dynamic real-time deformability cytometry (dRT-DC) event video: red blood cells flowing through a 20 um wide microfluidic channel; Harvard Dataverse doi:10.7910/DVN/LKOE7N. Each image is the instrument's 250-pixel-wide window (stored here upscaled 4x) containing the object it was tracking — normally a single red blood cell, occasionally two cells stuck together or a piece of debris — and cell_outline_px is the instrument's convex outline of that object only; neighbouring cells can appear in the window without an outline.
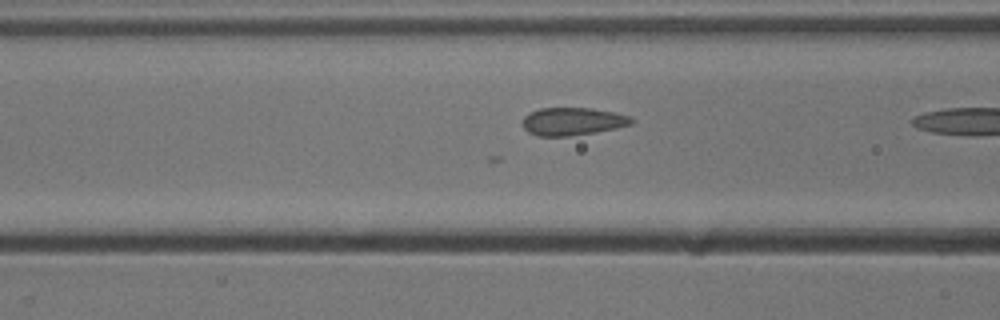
{"species": "common noctule bat (a hibernating species)", "species_latin": "Nyctalus noctula", "temperature_condition": "cold", "stored_images_in_passage": 11, "camera_frame_rate_fps": 3000, "um_per_image_px": 0.085, "animal": {"sex": "male", "body_mass_g": 13.3}, "frame": {"image": 1, "passage_image": 9, "time_ms": 2.667, "image_size_px": [1000, 320], "cell_outline_px": [[636, 120], [632, 124], [616, 128], [596, 132], [568, 136], [536, 136], [528, 132], [524, 128], [524, 116], [528, 112], [540, 108], [592, 108], [632, 116]], "centroid_in_image_um": [48.69, 10.32], "position_along_channel_um": 117.9, "area_um2": 17.74}}